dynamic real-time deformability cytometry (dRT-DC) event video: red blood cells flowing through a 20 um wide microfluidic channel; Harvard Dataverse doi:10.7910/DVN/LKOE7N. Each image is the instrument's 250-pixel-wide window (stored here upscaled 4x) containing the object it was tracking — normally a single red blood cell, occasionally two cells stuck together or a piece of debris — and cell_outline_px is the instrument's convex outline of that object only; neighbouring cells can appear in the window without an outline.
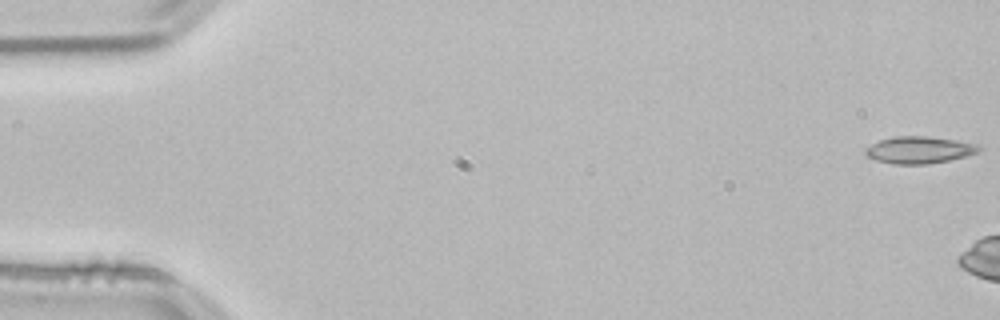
{"species": "common noctule bat (a hibernating species)", "species_latin": "Nyctalus noctula", "temperature_condition": "room temperature", "stored_images_in_passage": 10, "camera_frame_rate_fps": 3000, "um_per_image_px": 0.085, "animal": {"sex": "male", "body_mass_g": 21.5, "forearm_length_mm": 52.0}, "frame": {"image": 1, "passage_image": 1, "time_ms": 0.0, "image_size_px": [1000, 320], "cell_outline_px": [[984, 148], [980, 152], [948, 160], [928, 164], [892, 164], [876, 160], [868, 156], [864, 152], [864, 148], [880, 140], [896, 136], [928, 136], [976, 144]], "centroid_in_image_um": [78.12, 12.75], "position_along_channel_um": 6.9, "area_um2": 17.74}}